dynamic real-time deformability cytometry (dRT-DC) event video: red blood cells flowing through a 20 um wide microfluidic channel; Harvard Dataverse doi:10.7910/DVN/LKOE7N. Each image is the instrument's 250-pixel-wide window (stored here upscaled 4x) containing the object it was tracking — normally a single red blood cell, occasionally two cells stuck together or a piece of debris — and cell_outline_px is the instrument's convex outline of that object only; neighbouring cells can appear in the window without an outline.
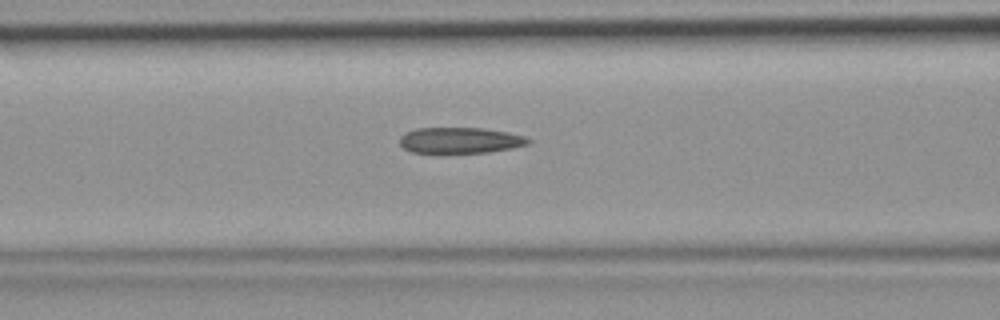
{"species": "common noctule bat (a hibernating species)", "species_latin": "Nyctalus noctula", "temperature_condition": "room temperature", "stored_images_in_passage": 47, "camera_frame_rate_fps": 3000, "um_per_image_px": 0.085, "animal": {"sex": "female", "body_mass_g": 19.9}, "frame": {"image": 1, "passage_image": 19, "time_ms": 6.0, "image_size_px": [1000, 320], "cell_outline_px": [[532, 140], [528, 144], [512, 148], [488, 152], [412, 152], [404, 148], [400, 144], [400, 136], [404, 132], [416, 128], [484, 128], [508, 132], [524, 136]], "centroid_in_image_um": [39.11, 11.91], "position_along_channel_um": 127.5, "area_um2": 19.31}}
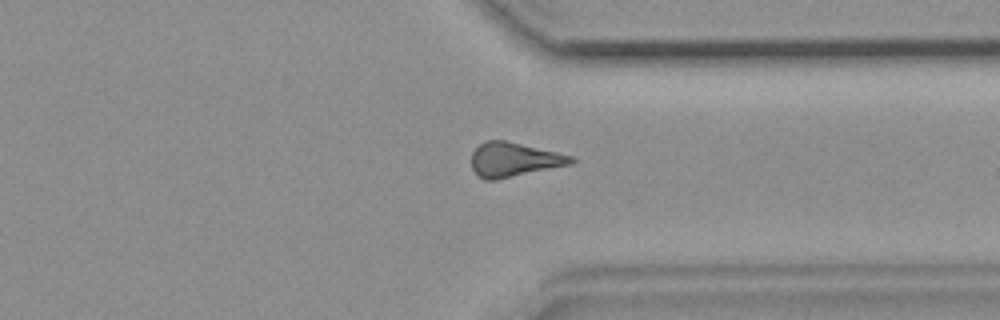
{"frame": {"image": 2, "passage_image": 36, "time_ms": 11.667, "image_size_px": [1000, 320], "cell_outline_px": [[576, 160], [572, 164], [496, 180], [484, 180], [472, 168], [472, 152], [480, 144], [488, 140], [504, 140], [556, 152], [572, 156]], "centroid_in_image_um": [43.68, 13.57], "position_along_channel_um": 367.7, "area_um2": 19.65}}
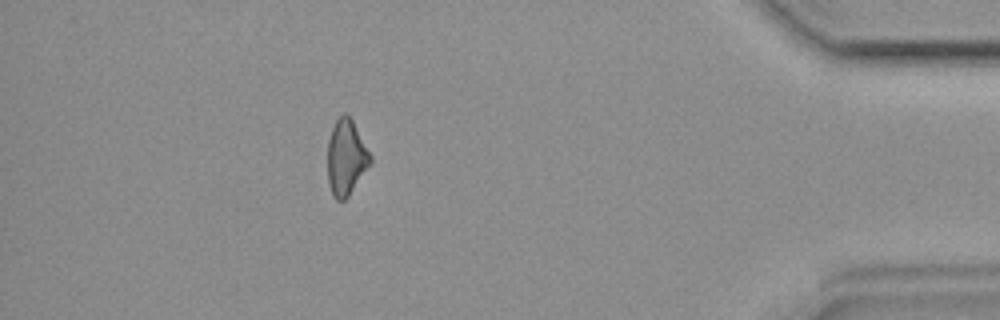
{"frame": {"image": 3, "passage_image": 42, "time_ms": 13.667, "image_size_px": [1000, 320], "cell_outline_px": [[372, 164], [348, 196], [344, 200], [336, 200], [332, 196], [328, 184], [328, 140], [332, 128], [336, 120], [344, 112], [352, 120], [372, 156]], "centroid_in_image_um": [29.43, 13.42], "position_along_channel_um": 405.8, "area_um2": 18.9}}